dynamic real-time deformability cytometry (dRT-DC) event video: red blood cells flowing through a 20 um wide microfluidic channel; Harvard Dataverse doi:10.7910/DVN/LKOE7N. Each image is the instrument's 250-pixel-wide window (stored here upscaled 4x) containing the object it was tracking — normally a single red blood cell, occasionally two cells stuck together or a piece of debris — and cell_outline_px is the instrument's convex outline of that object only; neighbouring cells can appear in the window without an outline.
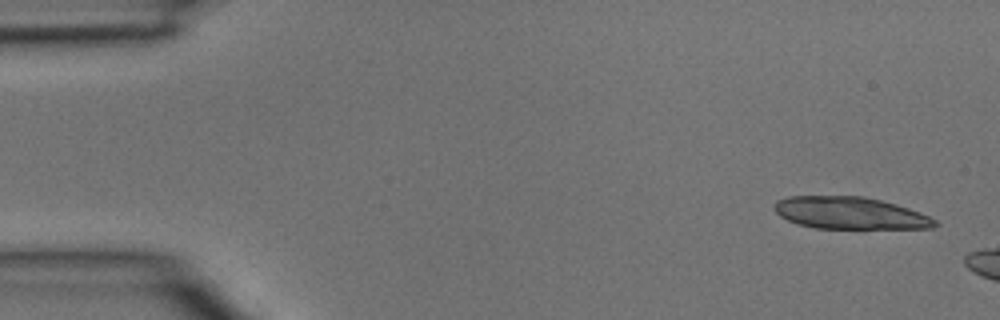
{"species": "common noctule bat (a hibernating species)", "species_latin": "Nyctalus noctula", "temperature_condition": "room temperature", "stored_images_in_passage": 3, "camera_frame_rate_fps": 3000, "um_per_image_px": 0.085, "animal": {"sex": "male", "body_mass_g": 15.6}, "frame": {"image": 1, "passage_image": 1, "time_ms": 0.0, "image_size_px": [1000, 320], "cell_outline_px": [[940, 224], [932, 228], [816, 228], [796, 224], [780, 216], [772, 208], [776, 200], [788, 196], [864, 196], [896, 204], [920, 212], [936, 220]], "centroid_in_image_um": [72.22, 18.1], "position_along_channel_um": 12.8, "area_um2": 30.11}}